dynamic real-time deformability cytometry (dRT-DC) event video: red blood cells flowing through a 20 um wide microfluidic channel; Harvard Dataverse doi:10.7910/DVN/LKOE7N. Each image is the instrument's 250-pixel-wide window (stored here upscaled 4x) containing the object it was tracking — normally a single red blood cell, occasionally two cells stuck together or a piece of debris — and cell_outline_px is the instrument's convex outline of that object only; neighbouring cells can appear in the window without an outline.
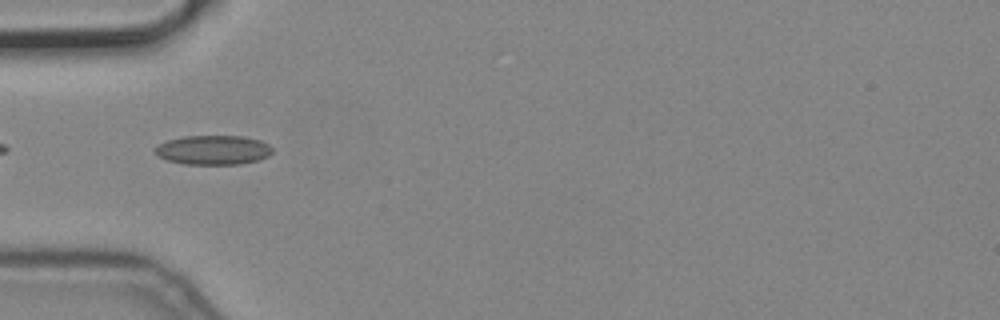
{"species": "common noctule bat (a hibernating species)", "species_latin": "Nyctalus noctula", "temperature_condition": "cold", "stored_images_in_passage": 3, "camera_frame_rate_fps": 3000, "um_per_image_px": 0.085, "animal": {"sex": "male", "body_mass_g": 19.2, "forearm_length_mm": 51.8}, "frame": {"image": 1, "passage_image": 1, "time_ms": 0.0, "image_size_px": [1000, 320], "cell_outline_px": [[272, 152], [268, 156], [256, 160], [240, 164], [184, 164], [168, 160], [156, 156], [152, 152], [160, 144], [168, 140], [184, 136], [244, 136], [260, 140], [268, 144], [272, 148]], "centroid_in_image_um": [18.1, 12.75], "position_along_channel_um": 66.9, "area_um2": 20.06}}
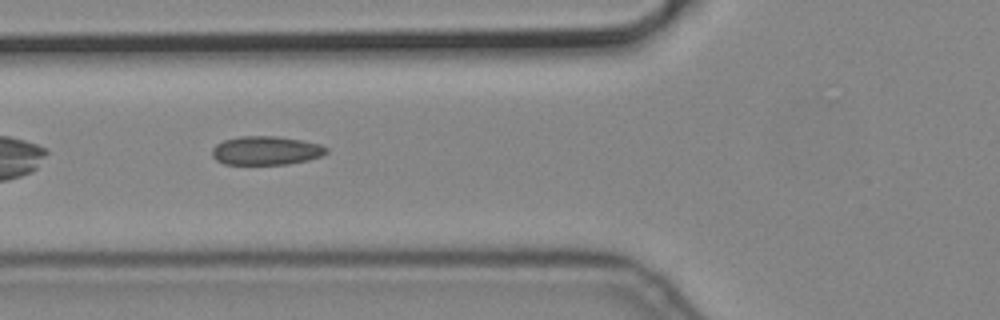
{"frame": {"image": 2, "passage_image": 2, "time_ms": 0.333, "image_size_px": [1000, 320], "cell_outline_px": [[328, 152], [320, 156], [308, 160], [288, 164], [224, 164], [216, 160], [212, 156], [212, 148], [216, 144], [224, 140], [240, 136], [276, 136], [300, 140], [320, 144], [328, 148]], "centroid_in_image_um": [22.6, 12.8], "position_along_channel_um": 103.2, "area_um2": 19.13}}
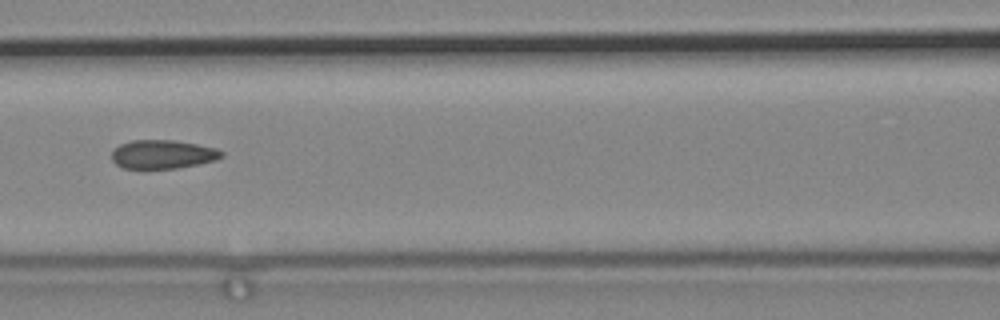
{"frame": {"image": 3, "passage_image": 3, "time_ms": 0.667, "image_size_px": [1000, 320], "cell_outline_px": [[224, 156], [216, 160], [200, 164], [176, 168], [124, 168], [116, 164], [112, 160], [112, 148], [120, 144], [132, 140], [172, 140], [196, 144], [216, 148], [224, 152]], "centroid_in_image_um": [13.83, 13.11], "position_along_channel_um": 152.8, "area_um2": 18.44}}